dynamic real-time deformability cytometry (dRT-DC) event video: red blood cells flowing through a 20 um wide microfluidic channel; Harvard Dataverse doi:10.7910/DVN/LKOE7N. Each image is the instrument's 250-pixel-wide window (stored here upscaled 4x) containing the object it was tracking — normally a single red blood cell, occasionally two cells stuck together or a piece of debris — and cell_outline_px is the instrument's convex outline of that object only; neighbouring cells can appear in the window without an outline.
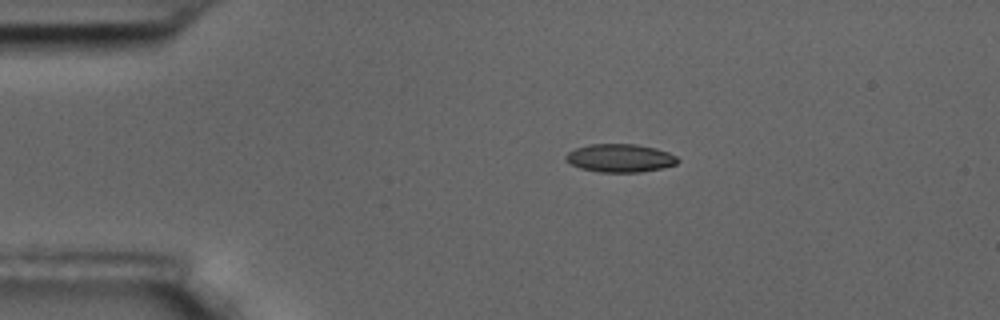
{"species": "common noctule bat (a hibernating species)", "species_latin": "Nyctalus noctula", "temperature_condition": "room temperature", "stored_images_in_passage": 10, "camera_frame_rate_fps": 3000, "um_per_image_px": 0.085, "animal": {"sex": "male", "body_mass_g": 17.5, "forearm_length_mm": 52.3}, "frame": {"image": 1, "passage_image": 4, "time_ms": 1.0, "image_size_px": [1000, 320], "cell_outline_px": [[680, 160], [676, 164], [664, 168], [640, 172], [600, 172], [580, 168], [564, 160], [564, 156], [568, 152], [576, 148], [588, 144], [636, 144], [656, 148], [668, 152], [676, 156]], "centroid_in_image_um": [52.71, 13.43], "position_along_channel_um": 32.3, "area_um2": 18.5}}
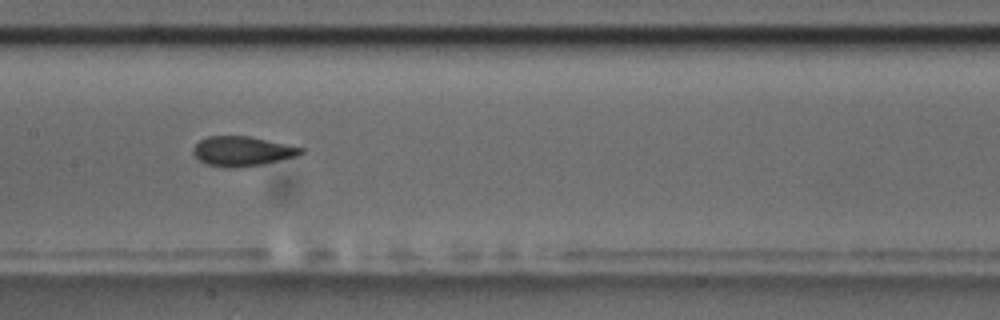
{"frame": {"image": 2, "passage_image": 9, "time_ms": 2.667, "image_size_px": [1000, 320], "cell_outline_px": [[304, 152], [300, 156], [264, 164], [236, 168], [224, 168], [204, 164], [192, 152], [192, 148], [200, 140], [208, 136], [248, 136], [304, 148]], "centroid_in_image_um": [20.6, 12.87], "position_along_channel_um": 186.8, "area_um2": 18.84}}
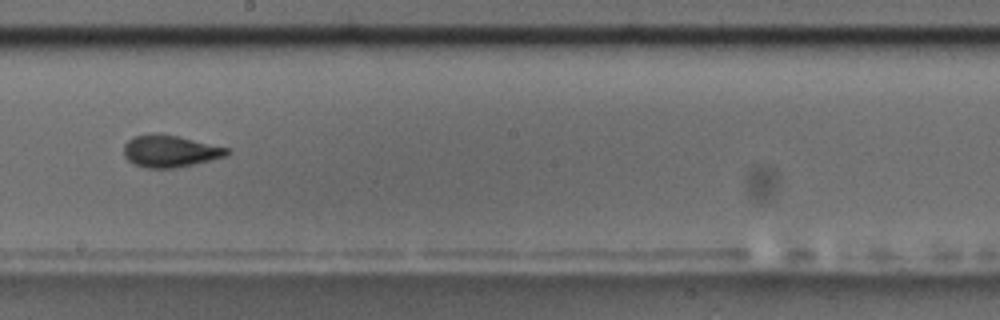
{"frame": {"image": 3, "passage_image": 10, "time_ms": 3.0, "image_size_px": [1000, 320], "cell_outline_px": [[232, 152], [228, 156], [176, 168], [144, 168], [132, 164], [124, 156], [124, 144], [132, 136], [176, 136], [232, 148]], "centroid_in_image_um": [14.51, 12.89], "position_along_channel_um": 233.7, "area_um2": 19.02}}